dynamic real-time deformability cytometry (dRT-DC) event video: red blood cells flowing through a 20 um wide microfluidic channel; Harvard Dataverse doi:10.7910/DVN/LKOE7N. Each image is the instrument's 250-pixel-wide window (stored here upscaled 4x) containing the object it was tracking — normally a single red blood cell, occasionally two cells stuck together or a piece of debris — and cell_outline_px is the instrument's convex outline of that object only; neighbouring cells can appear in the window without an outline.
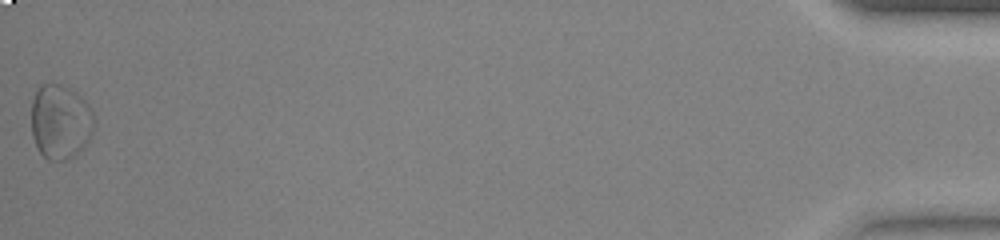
{"species": "common noctule bat (a hibernating species)", "species_latin": "Nyctalus noctula", "temperature_condition": "warm", "stored_images_in_passage": 36, "segment_of_instrument_passage": [2, 2], "camera_frame_rate_fps": 3000, "um_per_image_px": 0.085, "animal": {"sex": "female", "body_mass_g": 23.0, "forearm_length_mm": 53.4}, "frame": {"image": 1, "passage_image": 36, "time_ms": 11.667, "image_size_px": [1000, 240], "cell_outline_px": [[96, 124], [88, 140], [72, 156], [64, 160], [48, 160], [36, 148], [32, 136], [32, 100], [40, 84], [60, 84], [76, 92], [88, 104], [96, 120]], "centroid_in_image_um": [5.12, 10.33], "position_along_channel_um": 430.1, "area_um2": 27.22}}